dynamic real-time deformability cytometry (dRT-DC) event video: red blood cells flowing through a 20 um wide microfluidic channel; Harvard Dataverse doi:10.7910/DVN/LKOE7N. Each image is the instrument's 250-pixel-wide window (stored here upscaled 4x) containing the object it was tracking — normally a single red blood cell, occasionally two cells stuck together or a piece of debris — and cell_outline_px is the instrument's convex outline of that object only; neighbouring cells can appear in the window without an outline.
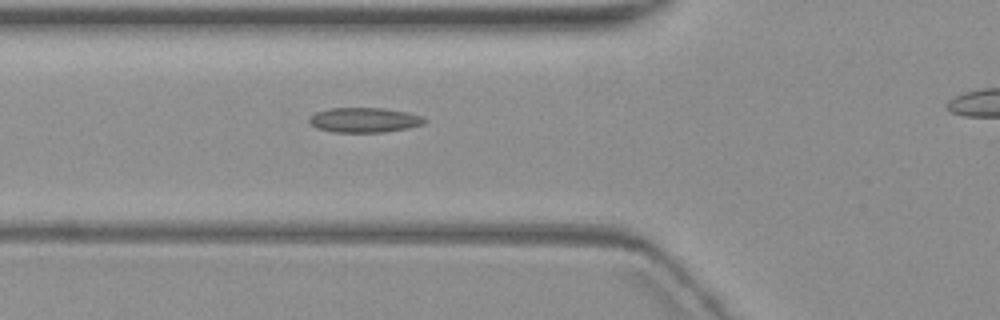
{"species": "common noctule bat (a hibernating species)", "species_latin": "Nyctalus noctula", "temperature_condition": "warm", "stored_images_in_passage": 5, "segment_of_instrument_passage": [1, 2], "camera_frame_rate_fps": 3000, "um_per_image_px": 0.085, "animal": {"sex": "female", "body_mass_g": 19.3, "forearm_length_mm": 54.1}, "frame": {"image": 1, "passage_image": 4, "time_ms": 3.667, "image_size_px": [1000, 320], "cell_outline_px": [[424, 124], [408, 128], [384, 132], [332, 132], [316, 128], [308, 120], [308, 116], [316, 112], [328, 108], [384, 108], [408, 112], [420, 116], [424, 120]], "centroid_in_image_um": [30.92, 10.2], "position_along_channel_um": 94.9, "area_um2": 16.7}}